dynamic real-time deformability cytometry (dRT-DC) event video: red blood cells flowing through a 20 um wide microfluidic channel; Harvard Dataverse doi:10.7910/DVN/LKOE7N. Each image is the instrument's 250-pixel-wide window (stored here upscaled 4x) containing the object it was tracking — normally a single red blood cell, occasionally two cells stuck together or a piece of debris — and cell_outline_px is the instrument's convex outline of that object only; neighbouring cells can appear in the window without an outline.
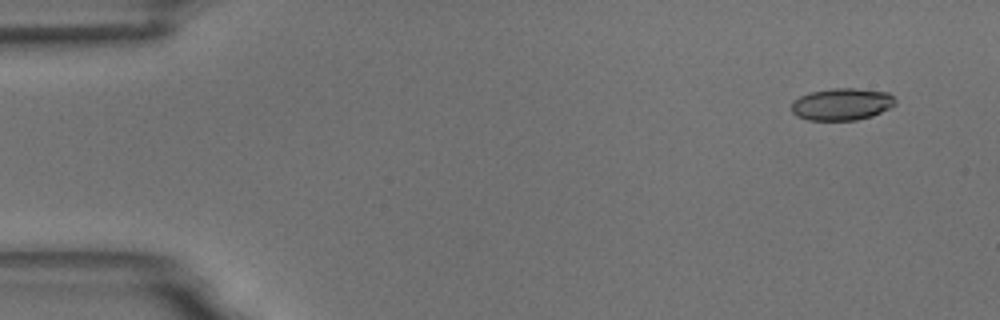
{"species": "common noctule bat (a hibernating species)", "species_latin": "Nyctalus noctula", "temperature_condition": "room temperature", "stored_images_in_passage": 5, "camera_frame_rate_fps": 3000, "um_per_image_px": 0.085, "animal": {"sex": "male", "body_mass_g": 18.8}, "frame": {"image": 1, "passage_image": 2, "time_ms": 1.0, "image_size_px": [1000, 320], "cell_outline_px": [[896, 104], [872, 116], [856, 120], [808, 120], [796, 116], [792, 112], [792, 104], [800, 96], [808, 92], [832, 88], [856, 88], [888, 92], [896, 100]], "centroid_in_image_um": [71.55, 8.85], "position_along_channel_um": 13.4, "area_um2": 19.42}}
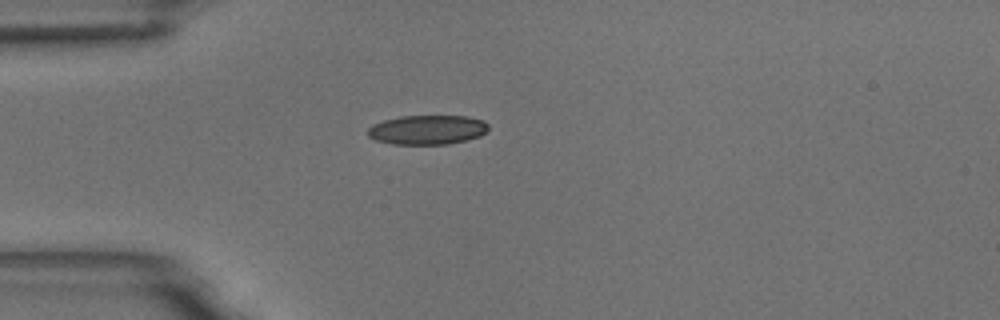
{"frame": {"image": 2, "passage_image": 5, "time_ms": 4.667, "image_size_px": [1000, 320], "cell_outline_px": [[488, 128], [480, 136], [448, 144], [392, 144], [376, 140], [368, 136], [368, 128], [372, 124], [384, 120], [400, 116], [468, 116], [484, 120], [488, 124]], "centroid_in_image_um": [36.31, 11.02], "position_along_channel_um": 48.7, "area_um2": 20.63}}